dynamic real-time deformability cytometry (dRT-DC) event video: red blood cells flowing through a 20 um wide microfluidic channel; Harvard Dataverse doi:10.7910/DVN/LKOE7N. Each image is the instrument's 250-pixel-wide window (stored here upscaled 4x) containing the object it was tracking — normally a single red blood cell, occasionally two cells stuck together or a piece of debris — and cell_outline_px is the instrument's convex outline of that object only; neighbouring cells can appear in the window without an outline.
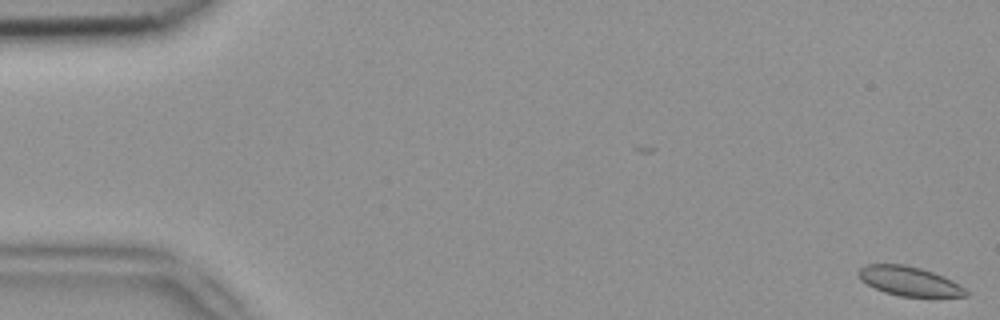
{"species": "common noctule bat (a hibernating species)", "species_latin": "Nyctalus noctula", "temperature_condition": "room temperature", "stored_images_in_passage": 52, "camera_frame_rate_fps": 3000, "um_per_image_px": 0.085, "animal": {"sex": "female", "body_mass_g": 18.4}, "frame": {"image": 1, "passage_image": 1, "time_ms": 0.0, "image_size_px": [1000, 320], "cell_outline_px": [[968, 296], [900, 296], [884, 292], [860, 280], [856, 272], [860, 268], [868, 264], [904, 264], [920, 268], [944, 276], [960, 284], [968, 292]], "centroid_in_image_um": [77.27, 23.89], "position_along_channel_um": 7.7, "area_um2": 18.21}}
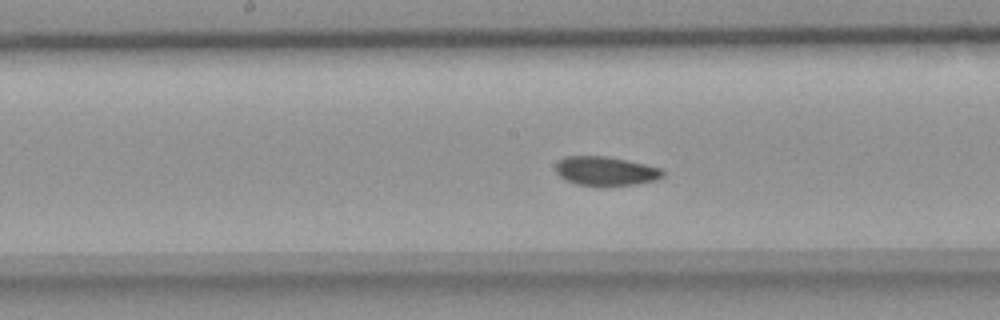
{"frame": {"image": 2, "passage_image": 27, "time_ms": 8.667, "image_size_px": [1000, 320], "cell_outline_px": [[664, 176], [656, 180], [636, 184], [576, 184], [560, 176], [556, 172], [556, 164], [564, 156], [608, 156], [644, 164], [660, 168], [664, 172]], "centroid_in_image_um": [51.49, 14.51], "position_along_channel_um": 196.7, "area_um2": 17.63}}
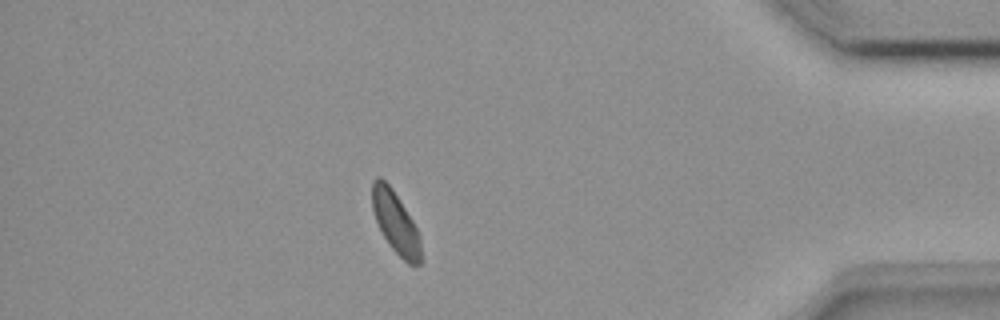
{"frame": {"image": 3, "passage_image": 46, "time_ms": 15.0, "image_size_px": [1000, 320], "cell_outline_px": [[420, 264], [408, 264], [388, 244], [376, 220], [372, 208], [372, 180], [376, 176], [380, 176], [392, 188], [412, 220], [420, 236]], "centroid_in_image_um": [33.6, 18.87], "position_along_channel_um": 401.6, "area_um2": 17.22}, "authors_computed_cell_mechanics": {"area_um2": 18.6116, "velocity_mm_per_s": 3.8902, "shape_relaxation_time_tau1_ms": 3.4016, "shape_relaxation_time_tau2_ms": 1.5875, "deformation_change_tau1": 0.053, "deformation_change_tau2": 0.0485}}